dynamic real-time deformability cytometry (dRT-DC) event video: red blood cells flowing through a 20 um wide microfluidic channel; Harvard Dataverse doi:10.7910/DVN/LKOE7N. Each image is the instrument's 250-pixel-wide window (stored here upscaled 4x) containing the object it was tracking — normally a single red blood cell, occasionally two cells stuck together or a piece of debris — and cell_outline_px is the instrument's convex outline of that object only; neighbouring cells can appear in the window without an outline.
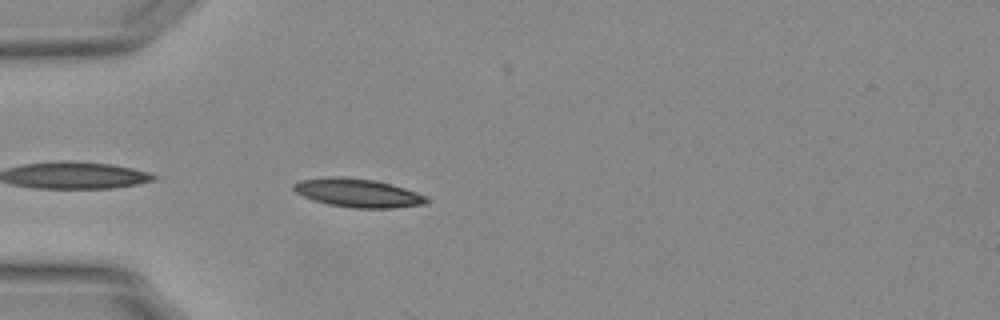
{"species": "Egyptian fruit bat (a non-hibernating species)", "species_latin": "Rousettus aegyptiacus", "temperature_condition": "warm", "stored_images_in_passage": 4, "camera_frame_rate_fps": 3000, "um_per_image_px": 0.085, "animal": {"sex": "female"}, "frame": {"image": 1, "passage_image": 2, "time_ms": 0.333, "image_size_px": [1000, 320], "cell_outline_px": [[428, 200], [424, 204], [392, 208], [352, 208], [328, 204], [304, 196], [296, 192], [292, 188], [292, 184], [300, 180], [328, 176], [344, 176], [376, 180], [392, 184], [428, 196]], "centroid_in_image_um": [30.41, 16.38], "position_along_channel_um": 54.6, "area_um2": 22.2}}